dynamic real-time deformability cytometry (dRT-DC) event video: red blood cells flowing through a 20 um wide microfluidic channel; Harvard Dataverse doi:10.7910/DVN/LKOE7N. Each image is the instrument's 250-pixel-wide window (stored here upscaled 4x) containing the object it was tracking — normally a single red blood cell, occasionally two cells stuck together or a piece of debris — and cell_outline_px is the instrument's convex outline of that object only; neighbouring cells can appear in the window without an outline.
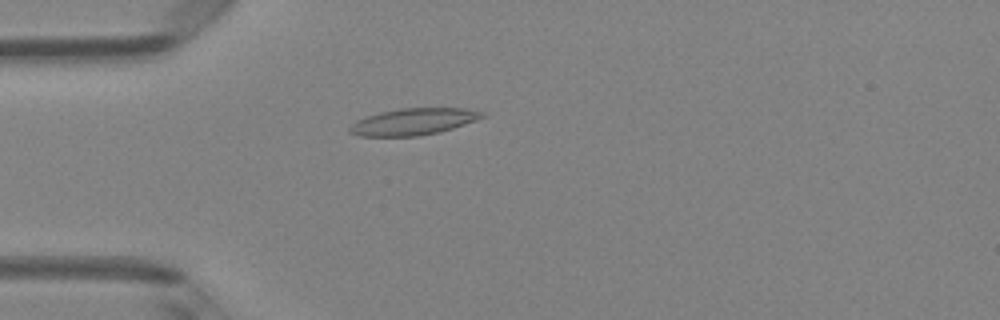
{"species": "Egyptian fruit bat (a non-hibernating species)", "species_latin": "Rousettus aegyptiacus", "temperature_condition": "room temperature", "stored_images_in_passage": 1, "camera_frame_rate_fps": 3000, "um_per_image_px": 0.085, "animal": {"sex": "female"}, "frame": {"image": 1, "passage_image": 1, "time_ms": 0.0, "image_size_px": [1000, 320], "cell_outline_px": [[484, 116], [476, 120], [440, 132], [416, 136], [360, 136], [348, 132], [348, 128], [356, 120], [380, 112], [400, 108], [464, 108], [484, 112]], "centroid_in_image_um": [35.11, 10.34], "position_along_channel_um": 49.9, "area_um2": 20.46}}